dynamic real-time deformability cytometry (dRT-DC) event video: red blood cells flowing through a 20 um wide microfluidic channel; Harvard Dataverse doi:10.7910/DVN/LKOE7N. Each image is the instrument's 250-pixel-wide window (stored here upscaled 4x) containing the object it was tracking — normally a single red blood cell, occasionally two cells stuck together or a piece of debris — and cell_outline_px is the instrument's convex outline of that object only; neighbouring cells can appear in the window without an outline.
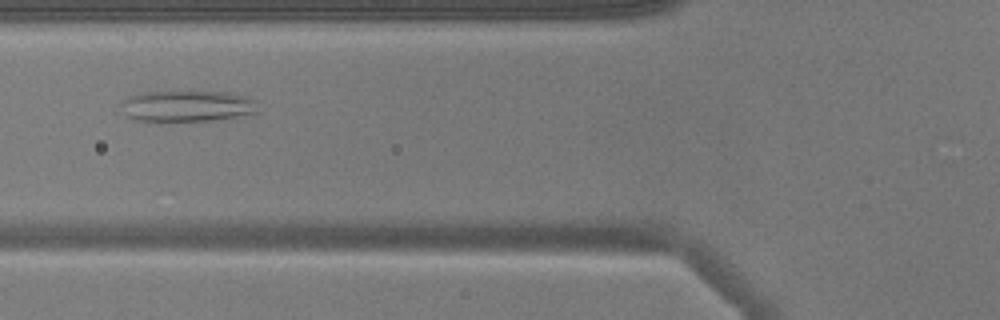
{"species": "common noctule bat (a hibernating species)", "species_latin": "Nyctalus noctula", "temperature_condition": "warm", "stored_images_in_passage": 49, "camera_frame_rate_fps": 3000, "um_per_image_px": 0.085, "animal": {"sex": "male", "body_mass_g": 17.9}, "frame": {"image": 1, "passage_image": 16, "time_ms": 5.0, "image_size_px": [1000, 320], "cell_outline_px": [[256, 112], [236, 116], [212, 120], [132, 120], [124, 116], [120, 104], [128, 96], [144, 92], [228, 92], [256, 100]], "centroid_in_image_um": [15.83, 9.01], "position_along_channel_um": 110.0, "area_um2": 24.39}}
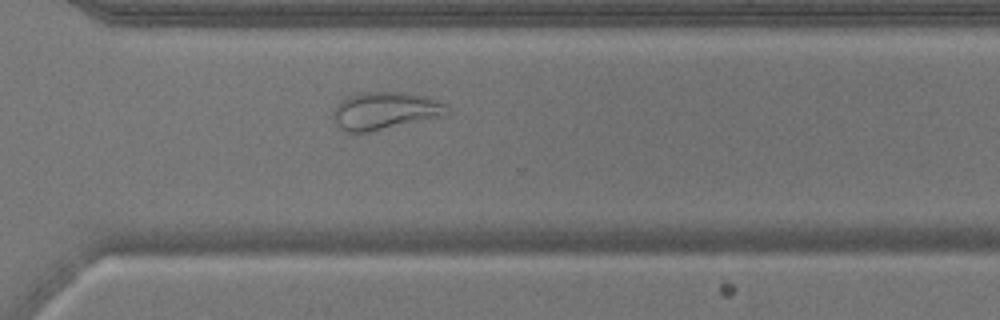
{"frame": {"image": 2, "passage_image": 34, "time_ms": 11.0, "image_size_px": [1000, 320], "cell_outline_px": [[452, 112], [448, 116], [368, 132], [348, 132], [340, 128], [332, 120], [332, 112], [336, 104], [340, 100], [348, 96], [360, 92], [400, 92], [424, 96], [444, 104]], "centroid_in_image_um": [32.72, 9.42], "position_along_channel_um": 337.9, "area_um2": 25.26}}
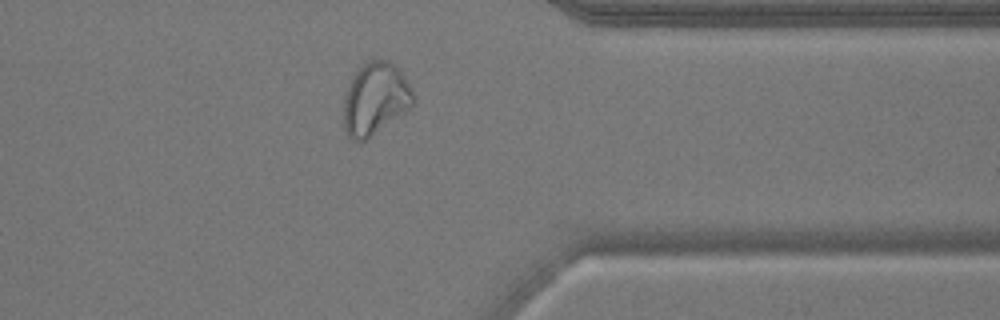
{"frame": {"image": 3, "passage_image": 38, "time_ms": 12.333, "image_size_px": [1000, 320], "cell_outline_px": [[416, 96], [412, 104], [408, 108], [364, 140], [352, 140], [348, 136], [344, 128], [344, 100], [352, 76], [368, 60], [388, 60], [404, 76], [412, 88]], "centroid_in_image_um": [31.89, 8.37], "position_along_channel_um": 379.5, "area_um2": 28.44}, "authors_computed_cell_mechanics": {"area_um2": 29.2468, "velocity_mm_per_s": 3.8013, "shape_relaxation_time_tau1_ms": null, "shape_relaxation_time_tau2_ms": 2.1217, "deformation_change_tau1": null, "deformation_change_tau2": 0.0955}}